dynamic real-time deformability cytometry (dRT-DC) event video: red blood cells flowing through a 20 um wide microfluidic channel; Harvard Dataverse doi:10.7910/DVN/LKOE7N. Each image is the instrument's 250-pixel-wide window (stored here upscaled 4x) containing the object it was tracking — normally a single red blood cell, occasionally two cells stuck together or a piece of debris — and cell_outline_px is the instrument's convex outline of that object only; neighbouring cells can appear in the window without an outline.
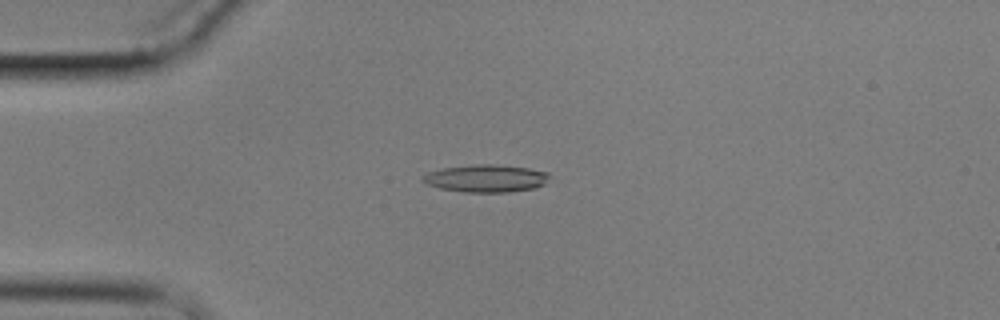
{"species": "common noctule bat (a hibernating species)", "species_latin": "Nyctalus noctula", "temperature_condition": "cold", "stored_images_in_passage": 5, "camera_frame_rate_fps": 3000, "um_per_image_px": 0.085, "animal": {"sex": "male", "body_mass_g": 17.9}, "frame": {"image": 1, "passage_image": 1, "time_ms": 0.0, "image_size_px": [1000, 320], "cell_outline_px": [[552, 176], [544, 184], [536, 188], [508, 192], [464, 192], [440, 188], [424, 184], [420, 180], [420, 176], [428, 172], [444, 168], [476, 164], [492, 164], [528, 168], [548, 172]], "centroid_in_image_um": [41.3, 15.16], "position_along_channel_um": 43.7, "area_um2": 20.52}}
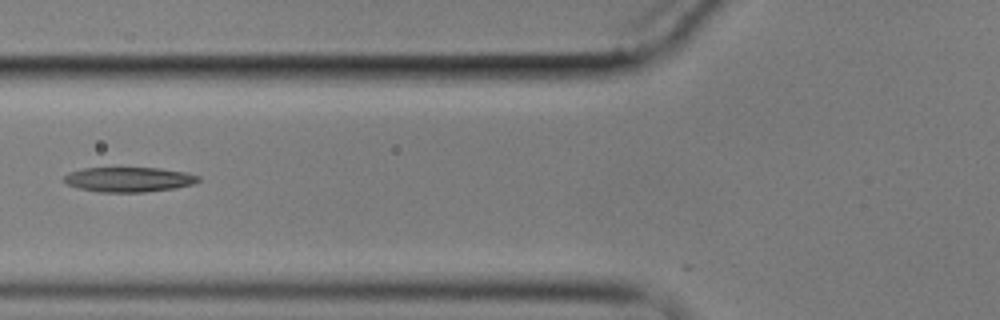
{"frame": {"image": 2, "passage_image": 3, "time_ms": 2.667, "image_size_px": [1000, 320], "cell_outline_px": [[200, 180], [192, 184], [176, 188], [144, 192], [100, 192], [80, 188], [68, 184], [64, 180], [64, 176], [68, 172], [84, 168], [160, 168], [184, 172], [200, 176]], "centroid_in_image_um": [10.96, 15.25], "position_along_channel_um": 114.8, "area_um2": 19.31}}
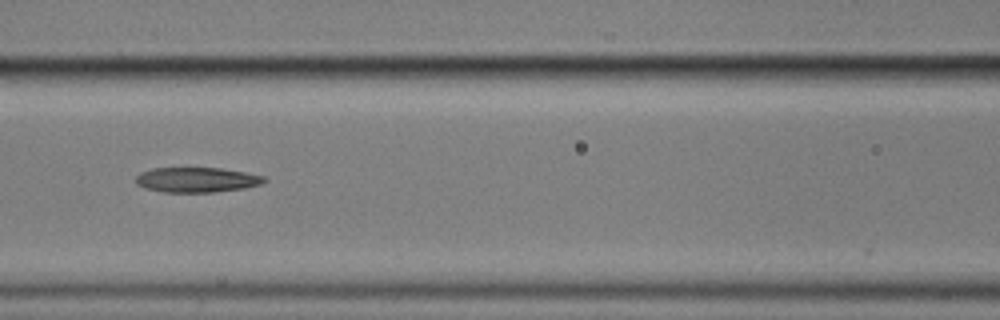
{"frame": {"image": 3, "passage_image": 4, "time_ms": 3.667, "image_size_px": [1000, 320], "cell_outline_px": [[268, 180], [260, 184], [244, 188], [212, 192], [164, 192], [144, 188], [136, 184], [136, 176], [140, 172], [152, 168], [220, 168], [244, 172], [264, 176]], "centroid_in_image_um": [16.69, 15.28], "position_along_channel_um": 149.9, "area_um2": 18.67}}